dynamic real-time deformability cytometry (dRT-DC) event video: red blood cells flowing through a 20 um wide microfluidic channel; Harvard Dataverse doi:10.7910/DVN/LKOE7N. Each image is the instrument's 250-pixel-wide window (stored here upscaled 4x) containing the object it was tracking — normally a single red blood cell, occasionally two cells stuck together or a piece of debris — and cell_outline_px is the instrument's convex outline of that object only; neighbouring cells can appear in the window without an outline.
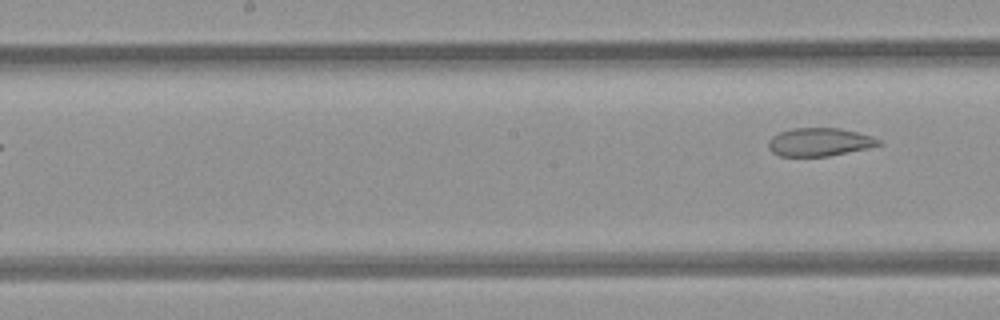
{"species": "common noctule bat (a hibernating species)", "species_latin": "Nyctalus noctula", "temperature_condition": "room temperature", "stored_images_in_passage": 6, "segment_of_instrument_passage": [2, 2], "camera_frame_rate_fps": 3000, "um_per_image_px": 0.085, "animal": {"sex": "female", "body_mass_g": 21.9}, "frame": {"image": 1, "passage_image": 6, "time_ms": 5.667, "image_size_px": [1000, 320], "cell_outline_px": [[884, 144], [868, 148], [828, 156], [780, 156], [772, 152], [768, 148], [768, 140], [772, 136], [780, 132], [792, 128], [840, 128], [872, 136], [880, 140]], "centroid_in_image_um": [69.65, 12.07], "position_along_channel_um": 178.5, "area_um2": 18.15}}